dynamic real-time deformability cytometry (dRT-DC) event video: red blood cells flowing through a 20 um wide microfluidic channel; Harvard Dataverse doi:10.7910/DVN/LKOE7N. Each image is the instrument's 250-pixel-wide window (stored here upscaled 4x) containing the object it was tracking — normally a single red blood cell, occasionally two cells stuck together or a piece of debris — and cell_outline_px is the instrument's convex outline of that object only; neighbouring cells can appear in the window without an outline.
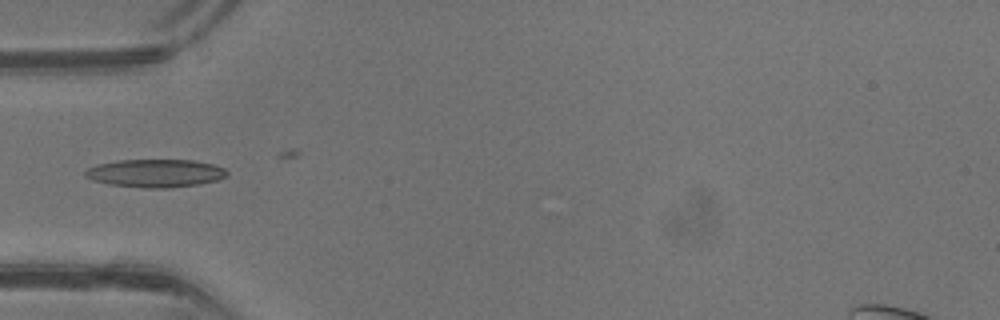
{"species": "common noctule bat (a hibernating species)", "species_latin": "Nyctalus noctula", "temperature_condition": "warm", "stored_images_in_passage": 21, "camera_frame_rate_fps": 3000, "um_per_image_px": 0.085, "animal": {"sex": "male", "body_mass_g": 13.3}, "frame": {"image": 1, "passage_image": 15, "time_ms": 4.667, "image_size_px": [1000, 320], "cell_outline_px": [[228, 176], [216, 180], [200, 184], [168, 188], [144, 188], [108, 184], [92, 180], [84, 176], [84, 172], [88, 168], [96, 164], [116, 160], [192, 160], [212, 164], [224, 168], [228, 172]], "centroid_in_image_um": [13.18, 14.72], "position_along_channel_um": 71.8, "area_um2": 23.29}}
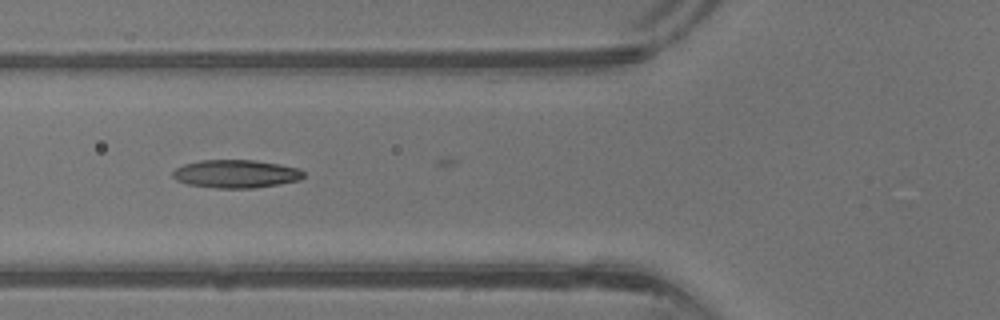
{"frame": {"image": 2, "passage_image": 17, "time_ms": 5.333, "image_size_px": [1000, 320], "cell_outline_px": [[304, 176], [300, 180], [280, 184], [256, 188], [216, 188], [188, 184], [176, 180], [172, 176], [172, 172], [176, 168], [184, 164], [200, 160], [256, 160], [280, 164], [300, 168], [304, 172]], "centroid_in_image_um": [20.08, 14.77], "position_along_channel_um": 105.7, "area_um2": 21.62}}
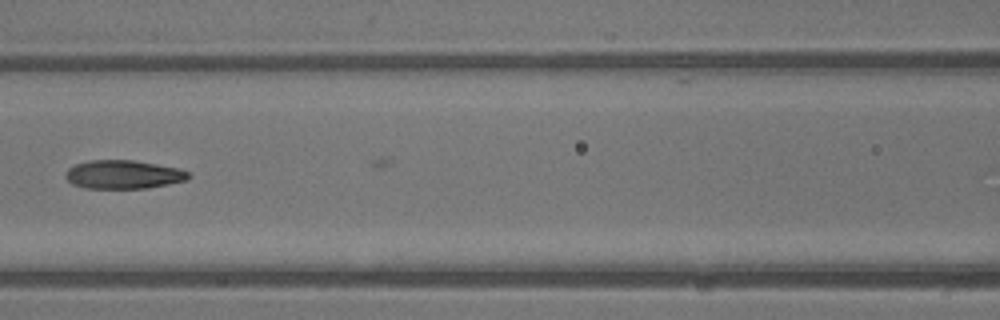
{"frame": {"image": 3, "passage_image": 20, "time_ms": 6.333, "image_size_px": [1000, 320], "cell_outline_px": [[192, 176], [188, 180], [148, 188], [84, 188], [72, 184], [64, 176], [68, 168], [76, 164], [92, 160], [132, 160], [180, 168], [188, 172]], "centroid_in_image_um": [10.51, 14.83], "position_along_channel_um": 156.1, "area_um2": 20.52}}